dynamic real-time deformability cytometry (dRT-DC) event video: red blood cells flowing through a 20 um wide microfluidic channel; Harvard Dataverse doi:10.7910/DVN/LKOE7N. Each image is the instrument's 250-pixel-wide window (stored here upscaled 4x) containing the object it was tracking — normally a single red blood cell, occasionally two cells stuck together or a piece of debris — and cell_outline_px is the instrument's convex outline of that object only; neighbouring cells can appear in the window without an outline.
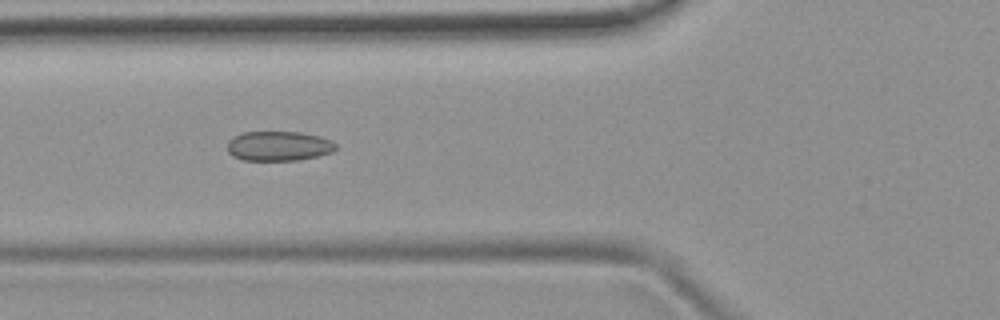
{"species": "common noctule bat (a hibernating species)", "species_latin": "Nyctalus noctula", "temperature_condition": "room temperature", "stored_images_in_passage": 5, "camera_frame_rate_fps": 3000, "um_per_image_px": 0.085, "animal": {"sex": "female", "body_mass_g": 19.9}, "frame": {"image": 1, "passage_image": 4, "time_ms": 3.333, "image_size_px": [1000, 320], "cell_outline_px": [[336, 148], [332, 152], [316, 156], [296, 160], [244, 160], [232, 156], [228, 152], [228, 140], [232, 136], [244, 132], [300, 132], [320, 136], [332, 140], [336, 144]], "centroid_in_image_um": [23.67, 12.4], "position_along_channel_um": 102.1, "area_um2": 18.79}}
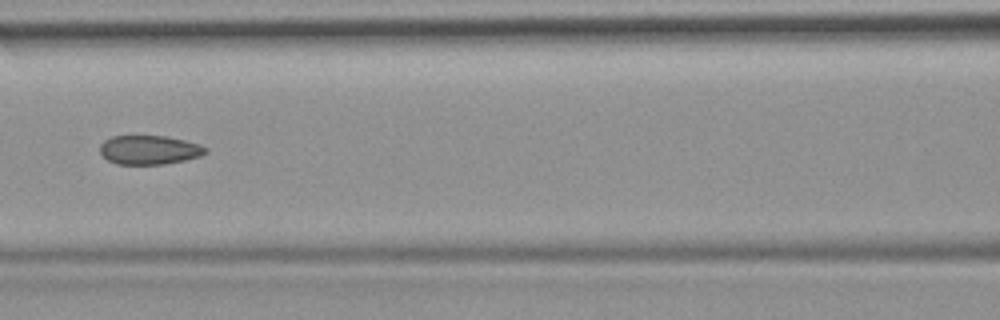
{"frame": {"image": 2, "passage_image": 5, "time_ms": 4.667, "image_size_px": [1000, 320], "cell_outline_px": [[208, 152], [200, 156], [184, 160], [164, 164], [116, 164], [108, 160], [100, 152], [100, 144], [104, 140], [112, 136], [164, 136], [184, 140], [200, 144], [208, 148]], "centroid_in_image_um": [12.7, 12.74], "position_along_channel_um": 153.9, "area_um2": 17.86}}